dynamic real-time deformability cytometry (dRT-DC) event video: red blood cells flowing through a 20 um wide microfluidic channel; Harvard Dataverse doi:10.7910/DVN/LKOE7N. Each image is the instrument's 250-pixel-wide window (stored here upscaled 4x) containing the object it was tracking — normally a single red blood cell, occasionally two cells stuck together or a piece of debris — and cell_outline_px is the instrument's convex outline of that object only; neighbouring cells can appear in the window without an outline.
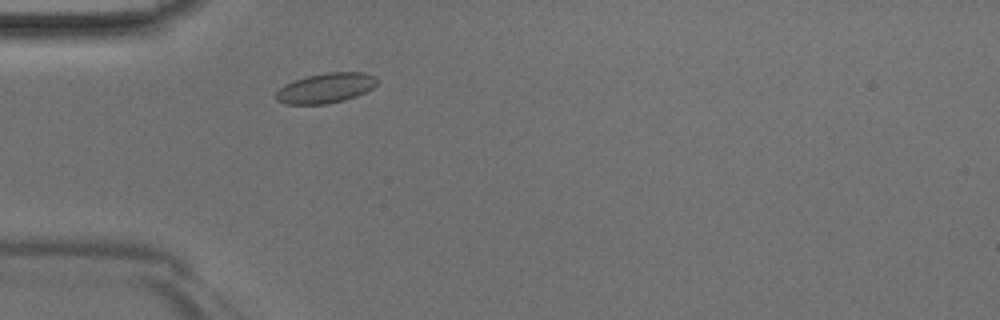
{"species": "Egyptian fruit bat (a non-hibernating species)", "species_latin": "Rousettus aegyptiacus", "temperature_condition": "room temperature", "stored_images_in_passage": 38, "camera_frame_rate_fps": 3000, "um_per_image_px": 0.085, "animal": {"sex": "male"}, "frame": {"image": 1, "passage_image": 6, "time_ms": 1.667, "image_size_px": [1000, 320], "cell_outline_px": [[380, 80], [372, 88], [356, 96], [344, 100], [328, 104], [284, 104], [276, 100], [276, 92], [284, 84], [308, 76], [328, 72], [364, 72], [376, 76]], "centroid_in_image_um": [27.71, 7.48], "position_along_channel_um": 57.3, "area_um2": 17.69}}
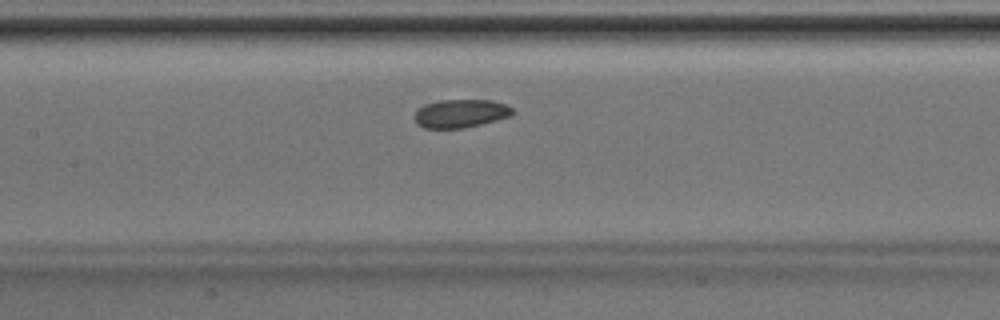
{"frame": {"image": 2, "passage_image": 14, "time_ms": 4.333, "image_size_px": [1000, 320], "cell_outline_px": [[516, 112], [512, 116], [464, 128], [424, 128], [416, 124], [416, 112], [424, 104], [440, 100], [492, 100], [504, 104], [512, 108]], "centroid_in_image_um": [39.18, 9.64], "position_along_channel_um": 168.2, "area_um2": 16.13}}
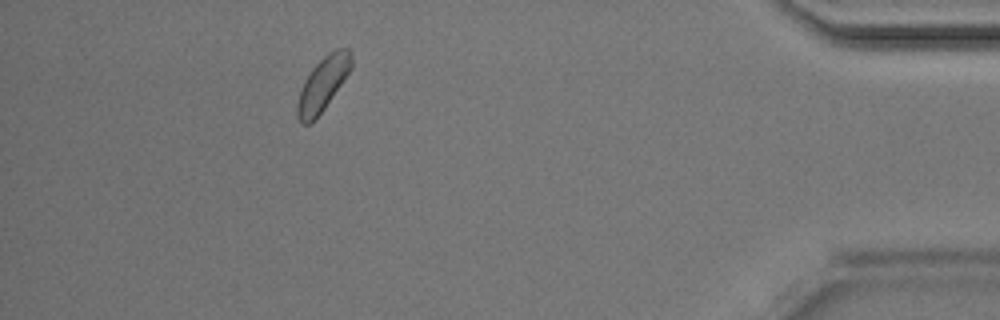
{"frame": {"image": 3, "passage_image": 34, "time_ms": 11.0, "image_size_px": [1000, 320], "cell_outline_px": [[352, 68], [324, 108], [312, 124], [304, 124], [296, 116], [296, 108], [300, 92], [304, 80], [312, 68], [328, 52], [336, 48], [348, 48], [352, 52]], "centroid_in_image_um": [27.45, 7.12], "position_along_channel_um": 407.8, "area_um2": 16.88}}